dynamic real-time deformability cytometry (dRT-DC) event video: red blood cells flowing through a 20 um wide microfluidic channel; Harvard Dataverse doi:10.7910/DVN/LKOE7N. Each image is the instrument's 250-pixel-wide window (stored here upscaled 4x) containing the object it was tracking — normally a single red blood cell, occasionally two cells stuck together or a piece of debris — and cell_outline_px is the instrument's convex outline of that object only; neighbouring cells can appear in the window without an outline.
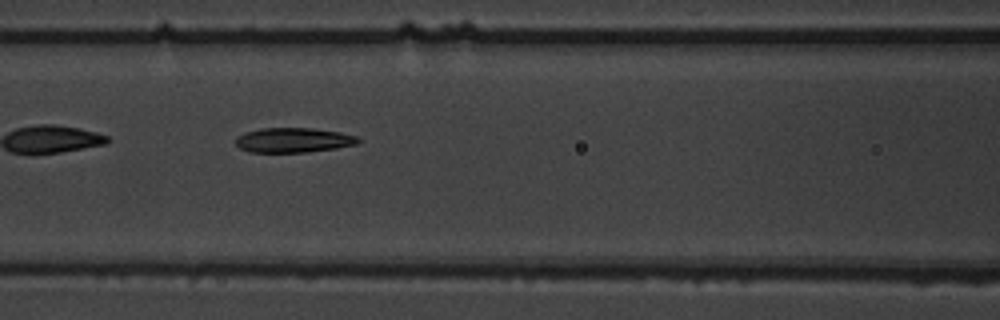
{"species": "common noctule bat (a hibernating species)", "species_latin": "Nyctalus noctula", "temperature_condition": "warm", "stored_images_in_passage": 7, "camera_frame_rate_fps": 3000, "um_per_image_px": 0.085, "animal": {"sex": "male", "body_mass_g": 19.5, "forearm_length_mm": 54.6}, "frame": {"image": 1, "passage_image": 5, "time_ms": 4.667, "image_size_px": [1000, 320], "cell_outline_px": [[360, 140], [356, 144], [336, 148], [308, 152], [248, 152], [240, 148], [236, 144], [236, 136], [244, 132], [260, 128], [312, 128], [340, 132], [356, 136]], "centroid_in_image_um": [24.9, 11.91], "position_along_channel_um": 141.7, "area_um2": 17.69}}
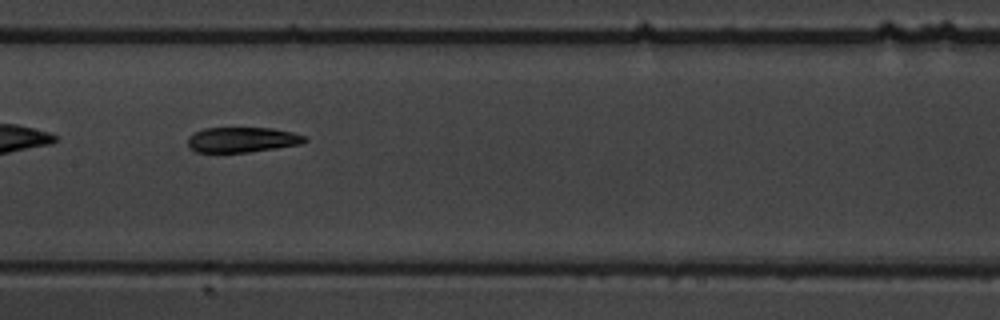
{"frame": {"image": 2, "passage_image": 6, "time_ms": 6.0, "image_size_px": [1000, 320], "cell_outline_px": [[308, 140], [300, 144], [276, 148], [248, 152], [196, 152], [188, 148], [188, 136], [204, 128], [272, 128], [292, 132], [308, 136]], "centroid_in_image_um": [20.59, 11.87], "position_along_channel_um": 186.8, "area_um2": 17.22}}